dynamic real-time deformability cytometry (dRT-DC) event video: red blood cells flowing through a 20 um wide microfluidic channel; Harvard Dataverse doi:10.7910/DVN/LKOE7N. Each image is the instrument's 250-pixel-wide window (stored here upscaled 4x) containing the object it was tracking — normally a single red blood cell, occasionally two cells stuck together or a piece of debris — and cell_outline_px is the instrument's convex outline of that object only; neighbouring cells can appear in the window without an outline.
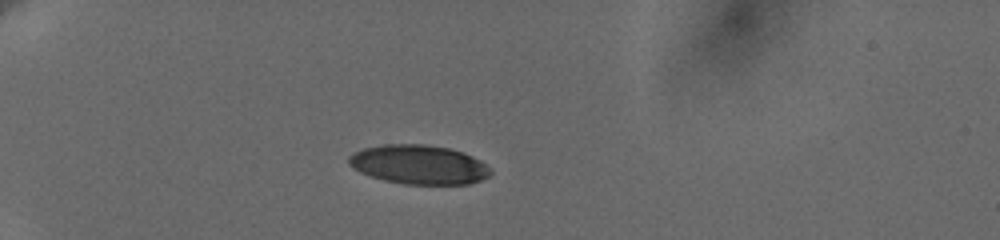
{"species": "human", "species_latin": "Homo sapiens", "temperature_condition": "cold", "stored_images_in_passage": 41, "camera_frame_rate_fps": 3000, "um_per_image_px": 0.085, "donor": {"sex": "female"}, "frame": {"image": 1, "passage_image": 1, "time_ms": 0.0, "image_size_px": [1000, 240], "cell_outline_px": [[492, 172], [488, 176], [480, 180], [468, 184], [404, 184], [384, 180], [360, 172], [352, 168], [348, 164], [348, 156], [364, 148], [384, 144], [424, 144], [448, 148], [472, 156], [480, 160], [492, 168]], "centroid_in_image_um": [35.6, 13.99], "position_along_channel_um": 49.4, "area_um2": 32.31}}
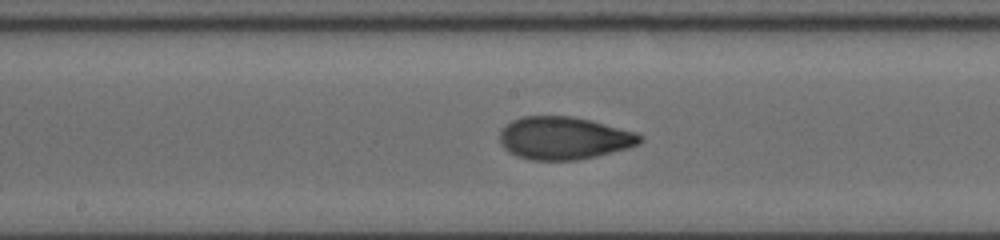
{"frame": {"image": 2, "passage_image": 17, "time_ms": 5.333, "image_size_px": [1000, 240], "cell_outline_px": [[644, 140], [640, 144], [628, 148], [596, 156], [576, 160], [532, 160], [516, 156], [508, 152], [500, 144], [500, 132], [504, 124], [512, 120], [524, 116], [572, 116], [592, 120], [636, 132], [644, 136]], "centroid_in_image_um": [47.94, 11.73], "position_along_channel_um": 200.3, "area_um2": 35.26}}
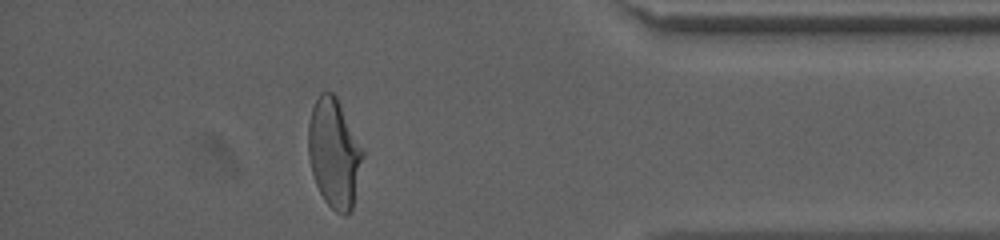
{"frame": {"image": 3, "passage_image": 36, "time_ms": 11.667, "image_size_px": [1000, 240], "cell_outline_px": [[364, 156], [352, 208], [344, 216], [336, 212], [324, 200], [316, 184], [312, 172], [308, 156], [308, 124], [312, 108], [320, 92], [332, 92], [336, 96], [364, 148]], "centroid_in_image_um": [28.41, 13.0], "position_along_channel_um": 406.8, "area_um2": 34.74}, "authors_computed_cell_mechanics": {"area_um2": 34.68, "velocity_mm_per_s": 3.6418, "shape_relaxation_time_tau1_ms": 4.6742, "shape_relaxation_time_tau2_ms": 1.071, "deformation_change_tau1": 0.1853, "deformation_change_tau2": 0.0573}}